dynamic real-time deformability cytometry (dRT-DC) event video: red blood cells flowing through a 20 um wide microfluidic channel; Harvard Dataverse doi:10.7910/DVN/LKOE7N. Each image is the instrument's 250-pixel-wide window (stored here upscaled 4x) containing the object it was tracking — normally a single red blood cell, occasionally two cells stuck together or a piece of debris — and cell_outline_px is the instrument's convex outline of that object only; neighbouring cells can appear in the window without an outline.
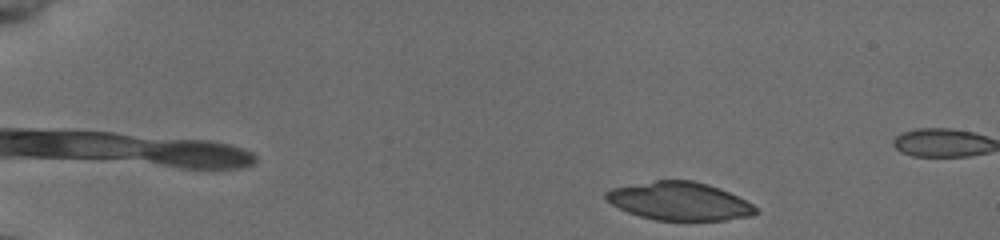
{"species": "common noctule bat (a hibernating species)", "species_latin": "Nyctalus noctula", "temperature_condition": "cold", "stored_images_in_passage": 47, "camera_frame_rate_fps": 3000, "um_per_image_px": 0.085, "animal": {"sex": "female", "body_mass_g": 19.5, "forearm_length_mm": 54.1}, "frame": {"image": 1, "passage_image": 2, "time_ms": 0.333, "image_size_px": [1000, 240], "cell_outline_px": [[760, 212], [752, 216], [724, 220], [656, 220], [640, 216], [628, 212], [612, 204], [604, 196], [604, 192], [612, 188], [656, 180], [692, 180], [708, 184], [720, 188], [752, 204]], "centroid_in_image_um": [57.76, 17.1], "position_along_channel_um": 27.2, "area_um2": 33.12}}